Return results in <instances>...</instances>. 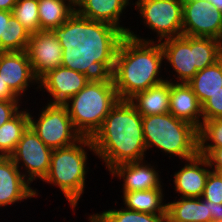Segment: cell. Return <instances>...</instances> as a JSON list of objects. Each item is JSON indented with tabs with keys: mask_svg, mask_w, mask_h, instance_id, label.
<instances>
[{
	"mask_svg": "<svg viewBox=\"0 0 222 222\" xmlns=\"http://www.w3.org/2000/svg\"><path fill=\"white\" fill-rule=\"evenodd\" d=\"M12 15V11L0 10V52H5V31Z\"/></svg>",
	"mask_w": 222,
	"mask_h": 222,
	"instance_id": "33",
	"label": "cell"
},
{
	"mask_svg": "<svg viewBox=\"0 0 222 222\" xmlns=\"http://www.w3.org/2000/svg\"><path fill=\"white\" fill-rule=\"evenodd\" d=\"M0 76L22 101L31 87L39 90L27 51L0 52Z\"/></svg>",
	"mask_w": 222,
	"mask_h": 222,
	"instance_id": "14",
	"label": "cell"
},
{
	"mask_svg": "<svg viewBox=\"0 0 222 222\" xmlns=\"http://www.w3.org/2000/svg\"><path fill=\"white\" fill-rule=\"evenodd\" d=\"M122 202L126 209L150 213L154 215H167V199L165 188H155L149 190H138L132 192H121Z\"/></svg>",
	"mask_w": 222,
	"mask_h": 222,
	"instance_id": "22",
	"label": "cell"
},
{
	"mask_svg": "<svg viewBox=\"0 0 222 222\" xmlns=\"http://www.w3.org/2000/svg\"><path fill=\"white\" fill-rule=\"evenodd\" d=\"M98 44L103 53L104 68L113 79L119 100H129L166 80V75L162 74L165 65L160 42H145L119 35L101 40Z\"/></svg>",
	"mask_w": 222,
	"mask_h": 222,
	"instance_id": "1",
	"label": "cell"
},
{
	"mask_svg": "<svg viewBox=\"0 0 222 222\" xmlns=\"http://www.w3.org/2000/svg\"><path fill=\"white\" fill-rule=\"evenodd\" d=\"M118 100L113 79L103 67L64 105L76 131L82 137L92 138Z\"/></svg>",
	"mask_w": 222,
	"mask_h": 222,
	"instance_id": "5",
	"label": "cell"
},
{
	"mask_svg": "<svg viewBox=\"0 0 222 222\" xmlns=\"http://www.w3.org/2000/svg\"><path fill=\"white\" fill-rule=\"evenodd\" d=\"M183 167L171 174L172 185L178 197L199 198L202 197L204 187L212 170L205 156L197 154L195 157L181 161Z\"/></svg>",
	"mask_w": 222,
	"mask_h": 222,
	"instance_id": "17",
	"label": "cell"
},
{
	"mask_svg": "<svg viewBox=\"0 0 222 222\" xmlns=\"http://www.w3.org/2000/svg\"><path fill=\"white\" fill-rule=\"evenodd\" d=\"M112 207L108 210L94 213L97 222H167V215H154L139 211L126 209L123 205L120 208Z\"/></svg>",
	"mask_w": 222,
	"mask_h": 222,
	"instance_id": "25",
	"label": "cell"
},
{
	"mask_svg": "<svg viewBox=\"0 0 222 222\" xmlns=\"http://www.w3.org/2000/svg\"><path fill=\"white\" fill-rule=\"evenodd\" d=\"M12 14L30 34L40 31L38 0H17Z\"/></svg>",
	"mask_w": 222,
	"mask_h": 222,
	"instance_id": "26",
	"label": "cell"
},
{
	"mask_svg": "<svg viewBox=\"0 0 222 222\" xmlns=\"http://www.w3.org/2000/svg\"><path fill=\"white\" fill-rule=\"evenodd\" d=\"M140 21L155 37L141 36L137 30H129L131 38L145 42H161L163 40L182 36L183 0H133ZM155 38V39H154Z\"/></svg>",
	"mask_w": 222,
	"mask_h": 222,
	"instance_id": "10",
	"label": "cell"
},
{
	"mask_svg": "<svg viewBox=\"0 0 222 222\" xmlns=\"http://www.w3.org/2000/svg\"><path fill=\"white\" fill-rule=\"evenodd\" d=\"M202 105L211 95L222 91V67L218 61L199 70L187 82Z\"/></svg>",
	"mask_w": 222,
	"mask_h": 222,
	"instance_id": "24",
	"label": "cell"
},
{
	"mask_svg": "<svg viewBox=\"0 0 222 222\" xmlns=\"http://www.w3.org/2000/svg\"><path fill=\"white\" fill-rule=\"evenodd\" d=\"M104 67L102 50L97 42H88L66 64L53 69L39 80V91L48 94L47 102L65 104L82 90Z\"/></svg>",
	"mask_w": 222,
	"mask_h": 222,
	"instance_id": "3",
	"label": "cell"
},
{
	"mask_svg": "<svg viewBox=\"0 0 222 222\" xmlns=\"http://www.w3.org/2000/svg\"><path fill=\"white\" fill-rule=\"evenodd\" d=\"M89 152L95 156L91 138L82 137L75 144L54 149L51 154L50 169L42 182L59 188V191L68 201V206L77 213L87 185L89 168ZM89 155V156H88ZM88 164V165H87Z\"/></svg>",
	"mask_w": 222,
	"mask_h": 222,
	"instance_id": "4",
	"label": "cell"
},
{
	"mask_svg": "<svg viewBox=\"0 0 222 222\" xmlns=\"http://www.w3.org/2000/svg\"><path fill=\"white\" fill-rule=\"evenodd\" d=\"M203 120L222 118V91L211 95L202 104Z\"/></svg>",
	"mask_w": 222,
	"mask_h": 222,
	"instance_id": "30",
	"label": "cell"
},
{
	"mask_svg": "<svg viewBox=\"0 0 222 222\" xmlns=\"http://www.w3.org/2000/svg\"><path fill=\"white\" fill-rule=\"evenodd\" d=\"M86 218L88 219L89 222H97L93 214H87Z\"/></svg>",
	"mask_w": 222,
	"mask_h": 222,
	"instance_id": "39",
	"label": "cell"
},
{
	"mask_svg": "<svg viewBox=\"0 0 222 222\" xmlns=\"http://www.w3.org/2000/svg\"><path fill=\"white\" fill-rule=\"evenodd\" d=\"M150 162L144 159L142 161L119 164L113 167L109 174L113 180L118 178L119 181H123L122 191L120 192L166 187L160 176L162 172L158 169L159 166L155 165L157 161L153 163L151 160Z\"/></svg>",
	"mask_w": 222,
	"mask_h": 222,
	"instance_id": "16",
	"label": "cell"
},
{
	"mask_svg": "<svg viewBox=\"0 0 222 222\" xmlns=\"http://www.w3.org/2000/svg\"><path fill=\"white\" fill-rule=\"evenodd\" d=\"M70 1L75 7L77 6V4L81 1V0H68Z\"/></svg>",
	"mask_w": 222,
	"mask_h": 222,
	"instance_id": "40",
	"label": "cell"
},
{
	"mask_svg": "<svg viewBox=\"0 0 222 222\" xmlns=\"http://www.w3.org/2000/svg\"><path fill=\"white\" fill-rule=\"evenodd\" d=\"M169 113L197 129L203 122L202 105L187 83L170 82Z\"/></svg>",
	"mask_w": 222,
	"mask_h": 222,
	"instance_id": "19",
	"label": "cell"
},
{
	"mask_svg": "<svg viewBox=\"0 0 222 222\" xmlns=\"http://www.w3.org/2000/svg\"><path fill=\"white\" fill-rule=\"evenodd\" d=\"M91 140L95 157L108 172L119 164L142 161L149 153L145 146L142 115L128 100L117 101Z\"/></svg>",
	"mask_w": 222,
	"mask_h": 222,
	"instance_id": "2",
	"label": "cell"
},
{
	"mask_svg": "<svg viewBox=\"0 0 222 222\" xmlns=\"http://www.w3.org/2000/svg\"><path fill=\"white\" fill-rule=\"evenodd\" d=\"M52 151L29 126L9 157L33 184L34 181H43L48 175Z\"/></svg>",
	"mask_w": 222,
	"mask_h": 222,
	"instance_id": "12",
	"label": "cell"
},
{
	"mask_svg": "<svg viewBox=\"0 0 222 222\" xmlns=\"http://www.w3.org/2000/svg\"><path fill=\"white\" fill-rule=\"evenodd\" d=\"M31 185L10 157L0 156V209L42 196Z\"/></svg>",
	"mask_w": 222,
	"mask_h": 222,
	"instance_id": "15",
	"label": "cell"
},
{
	"mask_svg": "<svg viewBox=\"0 0 222 222\" xmlns=\"http://www.w3.org/2000/svg\"><path fill=\"white\" fill-rule=\"evenodd\" d=\"M40 105L38 114L28 108L29 126L43 143L51 148L59 149L71 146L82 136L76 131L64 104L46 103Z\"/></svg>",
	"mask_w": 222,
	"mask_h": 222,
	"instance_id": "11",
	"label": "cell"
},
{
	"mask_svg": "<svg viewBox=\"0 0 222 222\" xmlns=\"http://www.w3.org/2000/svg\"><path fill=\"white\" fill-rule=\"evenodd\" d=\"M160 44L164 52V73L169 75L166 80L172 83L189 82L199 70L218 59L219 40L215 38L182 35L163 40Z\"/></svg>",
	"mask_w": 222,
	"mask_h": 222,
	"instance_id": "7",
	"label": "cell"
},
{
	"mask_svg": "<svg viewBox=\"0 0 222 222\" xmlns=\"http://www.w3.org/2000/svg\"><path fill=\"white\" fill-rule=\"evenodd\" d=\"M31 34L12 15L5 31V52L26 51Z\"/></svg>",
	"mask_w": 222,
	"mask_h": 222,
	"instance_id": "27",
	"label": "cell"
},
{
	"mask_svg": "<svg viewBox=\"0 0 222 222\" xmlns=\"http://www.w3.org/2000/svg\"><path fill=\"white\" fill-rule=\"evenodd\" d=\"M211 6L222 13V0H208Z\"/></svg>",
	"mask_w": 222,
	"mask_h": 222,
	"instance_id": "37",
	"label": "cell"
},
{
	"mask_svg": "<svg viewBox=\"0 0 222 222\" xmlns=\"http://www.w3.org/2000/svg\"><path fill=\"white\" fill-rule=\"evenodd\" d=\"M17 0H0V10L12 11Z\"/></svg>",
	"mask_w": 222,
	"mask_h": 222,
	"instance_id": "36",
	"label": "cell"
},
{
	"mask_svg": "<svg viewBox=\"0 0 222 222\" xmlns=\"http://www.w3.org/2000/svg\"><path fill=\"white\" fill-rule=\"evenodd\" d=\"M41 30L79 32L76 7L68 0H38Z\"/></svg>",
	"mask_w": 222,
	"mask_h": 222,
	"instance_id": "18",
	"label": "cell"
},
{
	"mask_svg": "<svg viewBox=\"0 0 222 222\" xmlns=\"http://www.w3.org/2000/svg\"><path fill=\"white\" fill-rule=\"evenodd\" d=\"M222 147V118L203 120L198 129V148Z\"/></svg>",
	"mask_w": 222,
	"mask_h": 222,
	"instance_id": "28",
	"label": "cell"
},
{
	"mask_svg": "<svg viewBox=\"0 0 222 222\" xmlns=\"http://www.w3.org/2000/svg\"><path fill=\"white\" fill-rule=\"evenodd\" d=\"M217 61L220 63L222 67V38L219 40L218 44V59Z\"/></svg>",
	"mask_w": 222,
	"mask_h": 222,
	"instance_id": "38",
	"label": "cell"
},
{
	"mask_svg": "<svg viewBox=\"0 0 222 222\" xmlns=\"http://www.w3.org/2000/svg\"><path fill=\"white\" fill-rule=\"evenodd\" d=\"M142 126L146 151L160 150L169 160L179 161L198 154V129L191 123L163 113L142 116Z\"/></svg>",
	"mask_w": 222,
	"mask_h": 222,
	"instance_id": "6",
	"label": "cell"
},
{
	"mask_svg": "<svg viewBox=\"0 0 222 222\" xmlns=\"http://www.w3.org/2000/svg\"><path fill=\"white\" fill-rule=\"evenodd\" d=\"M0 101H22L0 76Z\"/></svg>",
	"mask_w": 222,
	"mask_h": 222,
	"instance_id": "34",
	"label": "cell"
},
{
	"mask_svg": "<svg viewBox=\"0 0 222 222\" xmlns=\"http://www.w3.org/2000/svg\"><path fill=\"white\" fill-rule=\"evenodd\" d=\"M22 104V101H0V126L13 118L24 107Z\"/></svg>",
	"mask_w": 222,
	"mask_h": 222,
	"instance_id": "32",
	"label": "cell"
},
{
	"mask_svg": "<svg viewBox=\"0 0 222 222\" xmlns=\"http://www.w3.org/2000/svg\"><path fill=\"white\" fill-rule=\"evenodd\" d=\"M209 210L211 222H222V203L209 201Z\"/></svg>",
	"mask_w": 222,
	"mask_h": 222,
	"instance_id": "35",
	"label": "cell"
},
{
	"mask_svg": "<svg viewBox=\"0 0 222 222\" xmlns=\"http://www.w3.org/2000/svg\"><path fill=\"white\" fill-rule=\"evenodd\" d=\"M182 35L222 38V13L208 0H183Z\"/></svg>",
	"mask_w": 222,
	"mask_h": 222,
	"instance_id": "13",
	"label": "cell"
},
{
	"mask_svg": "<svg viewBox=\"0 0 222 222\" xmlns=\"http://www.w3.org/2000/svg\"><path fill=\"white\" fill-rule=\"evenodd\" d=\"M87 43L80 32L41 30L31 34L26 51L35 77L40 80L48 72L66 64Z\"/></svg>",
	"mask_w": 222,
	"mask_h": 222,
	"instance_id": "9",
	"label": "cell"
},
{
	"mask_svg": "<svg viewBox=\"0 0 222 222\" xmlns=\"http://www.w3.org/2000/svg\"><path fill=\"white\" fill-rule=\"evenodd\" d=\"M167 201V222H211L209 201L199 198L173 197Z\"/></svg>",
	"mask_w": 222,
	"mask_h": 222,
	"instance_id": "20",
	"label": "cell"
},
{
	"mask_svg": "<svg viewBox=\"0 0 222 222\" xmlns=\"http://www.w3.org/2000/svg\"><path fill=\"white\" fill-rule=\"evenodd\" d=\"M128 101L142 116L169 113L170 81L165 80L139 92Z\"/></svg>",
	"mask_w": 222,
	"mask_h": 222,
	"instance_id": "21",
	"label": "cell"
},
{
	"mask_svg": "<svg viewBox=\"0 0 222 222\" xmlns=\"http://www.w3.org/2000/svg\"><path fill=\"white\" fill-rule=\"evenodd\" d=\"M131 5L132 0H81L76 6L80 34L88 42L97 43L110 37L127 35L134 26L126 27L122 21L127 17L123 15L125 11L129 12L127 7L130 6L132 11Z\"/></svg>",
	"mask_w": 222,
	"mask_h": 222,
	"instance_id": "8",
	"label": "cell"
},
{
	"mask_svg": "<svg viewBox=\"0 0 222 222\" xmlns=\"http://www.w3.org/2000/svg\"><path fill=\"white\" fill-rule=\"evenodd\" d=\"M198 154L207 158L212 171L222 172V147L198 148Z\"/></svg>",
	"mask_w": 222,
	"mask_h": 222,
	"instance_id": "31",
	"label": "cell"
},
{
	"mask_svg": "<svg viewBox=\"0 0 222 222\" xmlns=\"http://www.w3.org/2000/svg\"><path fill=\"white\" fill-rule=\"evenodd\" d=\"M27 101H23L25 104L24 108L0 126V156L9 157L14 152L23 133L29 127L28 107L26 108Z\"/></svg>",
	"mask_w": 222,
	"mask_h": 222,
	"instance_id": "23",
	"label": "cell"
},
{
	"mask_svg": "<svg viewBox=\"0 0 222 222\" xmlns=\"http://www.w3.org/2000/svg\"><path fill=\"white\" fill-rule=\"evenodd\" d=\"M201 198L216 204L222 203V175L219 172L212 170L209 172Z\"/></svg>",
	"mask_w": 222,
	"mask_h": 222,
	"instance_id": "29",
	"label": "cell"
}]
</instances>
